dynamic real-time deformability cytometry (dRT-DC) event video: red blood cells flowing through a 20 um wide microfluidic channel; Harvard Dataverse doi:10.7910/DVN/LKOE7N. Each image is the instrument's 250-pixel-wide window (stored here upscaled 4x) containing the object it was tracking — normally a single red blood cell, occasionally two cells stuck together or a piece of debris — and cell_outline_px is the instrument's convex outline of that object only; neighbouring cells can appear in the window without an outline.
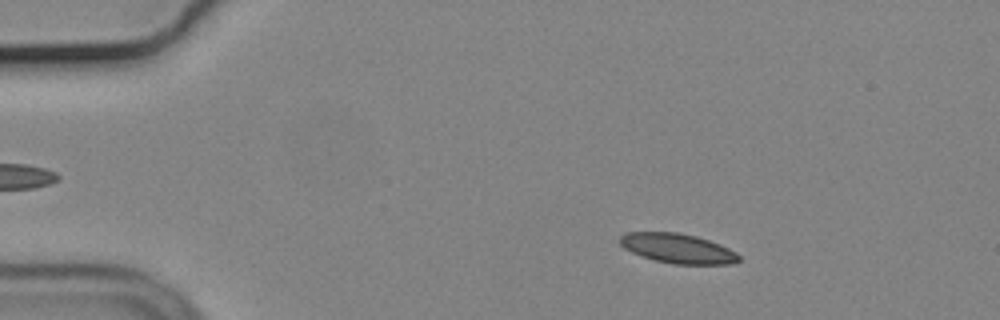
{"species": "common noctule bat (a hibernating species)", "species_latin": "Nyctalus noctula", "temperature_condition": "cold", "stored_images_in_passage": 22, "camera_frame_rate_fps": 3000, "um_per_image_px": 0.085, "animal": {"sex": "male", "body_mass_g": 19.2, "forearm_length_mm": 51.8}, "frame": {"image": 1, "passage_image": 9, "time_ms": 2.667, "image_size_px": [1000, 320], "cell_outline_px": [[740, 260], [732, 264], [672, 264], [656, 260], [632, 252], [624, 248], [620, 244], [620, 236], [628, 232], [676, 232], [696, 236], [720, 244], [736, 252], [740, 256]], "centroid_in_image_um": [57.63, 21.11], "position_along_channel_um": 27.4, "area_um2": 20.4}}
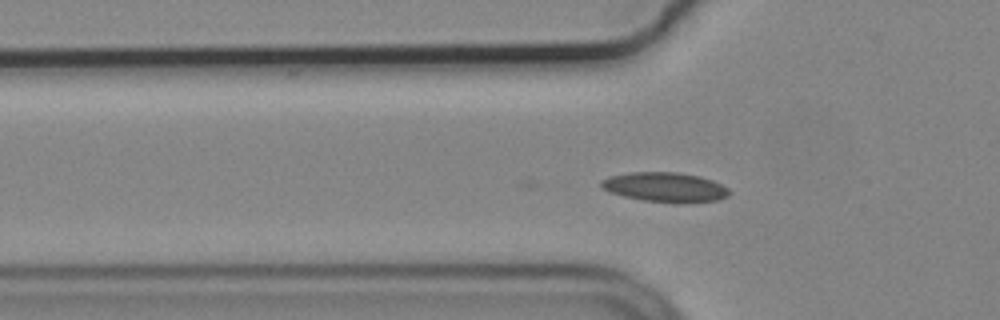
{"frame": {"image": 2, "passage_image": 18, "time_ms": 5.667, "image_size_px": [1000, 320], "cell_outline_px": [[728, 196], [720, 200], [688, 204], [676, 204], [644, 200], [624, 196], [608, 192], [600, 188], [600, 180], [608, 176], [632, 172], [676, 172], [700, 176], [712, 180], [728, 188]], "centroid_in_image_um": [56.52, 15.93], "position_along_channel_um": 69.3, "area_um2": 22.54}}
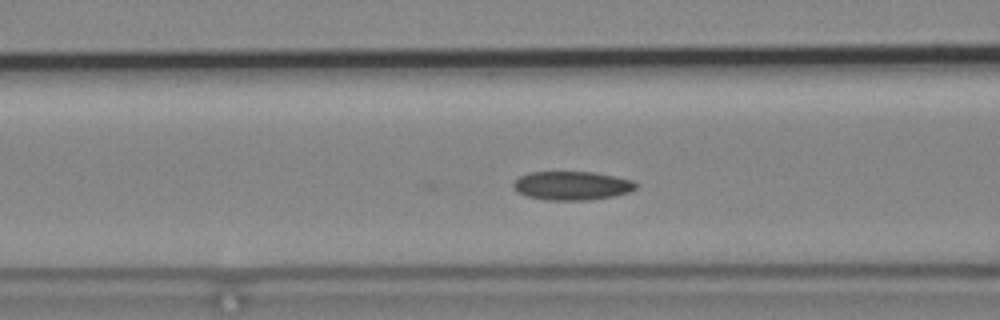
{"frame": {"image": 3, "passage_image": 22, "time_ms": 7.0, "image_size_px": [1000, 320], "cell_outline_px": [[640, 184], [636, 188], [628, 192], [612, 196], [588, 200], [548, 200], [528, 196], [516, 192], [512, 184], [520, 176], [532, 172], [592, 172], [632, 180]], "centroid_in_image_um": [48.61, 15.78], "position_along_channel_um": 118.0, "area_um2": 20.35}}